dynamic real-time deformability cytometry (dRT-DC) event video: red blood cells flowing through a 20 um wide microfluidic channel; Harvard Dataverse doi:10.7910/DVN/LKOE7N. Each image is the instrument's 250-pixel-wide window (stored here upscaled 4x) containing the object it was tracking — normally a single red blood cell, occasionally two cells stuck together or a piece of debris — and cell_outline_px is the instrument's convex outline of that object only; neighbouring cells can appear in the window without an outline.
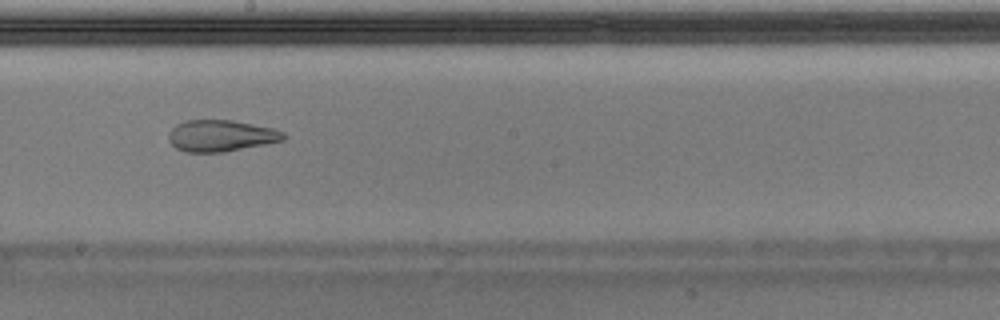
{"species": "Egyptian fruit bat (a non-hibernating species)", "species_latin": "Rousettus aegyptiacus", "temperature_condition": "warm", "stored_images_in_passage": 33, "segment_of_instrument_passage": [1, 2], "camera_frame_rate_fps": 3000, "um_per_image_px": 0.085, "animal": {"sex": "male"}, "frame": {"image": 1, "passage_image": 15, "time_ms": 4.667, "image_size_px": [1000, 320], "cell_outline_px": [[288, 136], [284, 140], [224, 152], [188, 152], [176, 148], [168, 140], [168, 132], [176, 124], [184, 120], [232, 120], [272, 128], [284, 132]], "centroid_in_image_um": [18.76, 11.53], "position_along_channel_um": 229.4, "area_um2": 21.1}}